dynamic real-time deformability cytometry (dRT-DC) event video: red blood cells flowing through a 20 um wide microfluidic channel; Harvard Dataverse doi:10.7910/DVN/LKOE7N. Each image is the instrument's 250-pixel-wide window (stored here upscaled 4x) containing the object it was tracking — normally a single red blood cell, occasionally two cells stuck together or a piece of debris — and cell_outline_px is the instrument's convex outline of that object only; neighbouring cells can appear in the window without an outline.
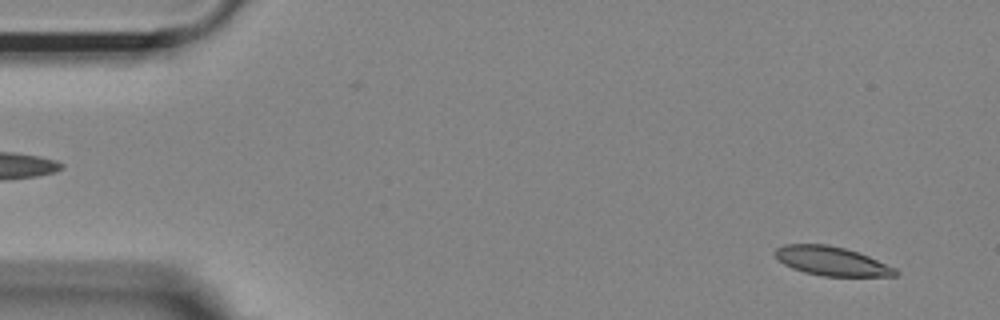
{"species": "Egyptian fruit bat (a non-hibernating species)", "species_latin": "Rousettus aegyptiacus", "temperature_condition": "room temperature", "stored_images_in_passage": 52, "camera_frame_rate_fps": 3000, "um_per_image_px": 0.085, "animal": {"sex": "female"}, "frame": {"image": 1, "passage_image": 3, "time_ms": 0.667, "image_size_px": [1000, 320], "cell_outline_px": [[900, 272], [896, 276], [824, 276], [804, 272], [792, 268], [784, 264], [772, 252], [776, 248], [784, 244], [828, 244], [844, 248], [868, 256], [896, 268]], "centroid_in_image_um": [70.68, 22.19], "position_along_channel_um": 14.3, "area_um2": 20.29}}
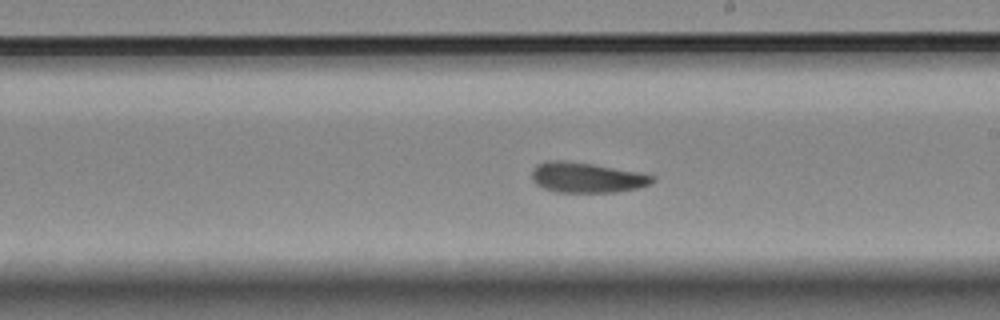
{"frame": {"image": 2, "passage_image": 30, "time_ms": 9.667, "image_size_px": [1000, 320], "cell_outline_px": [[656, 180], [652, 184], [636, 188], [616, 192], [556, 192], [544, 188], [536, 184], [532, 180], [532, 168], [536, 164], [544, 160], [564, 160], [592, 164], [636, 172], [656, 176]], "centroid_in_image_um": [49.84, 15.08], "position_along_channel_um": 239.2, "area_um2": 21.33}}
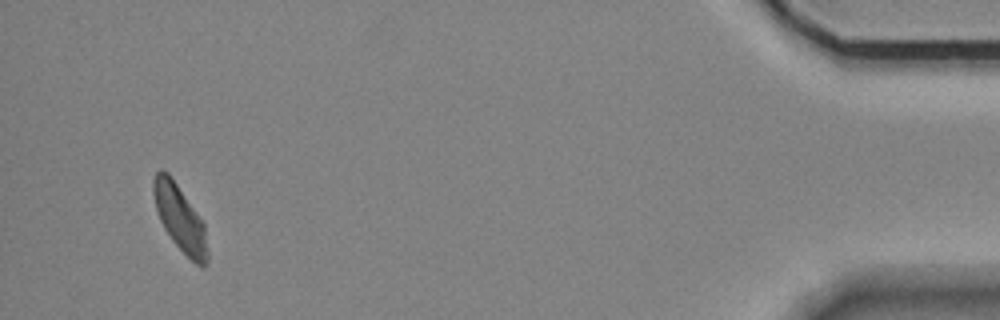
{"frame": {"image": 3, "passage_image": 51, "time_ms": 16.667, "image_size_px": [1000, 320], "cell_outline_px": [[208, 264], [204, 268], [200, 268], [172, 240], [164, 228], [160, 220], [156, 208], [152, 192], [152, 180], [156, 172], [160, 168], [164, 168], [168, 172], [204, 224], [208, 252]], "centroid_in_image_um": [15.28, 18.55], "position_along_channel_um": 419.9, "area_um2": 20.63}}